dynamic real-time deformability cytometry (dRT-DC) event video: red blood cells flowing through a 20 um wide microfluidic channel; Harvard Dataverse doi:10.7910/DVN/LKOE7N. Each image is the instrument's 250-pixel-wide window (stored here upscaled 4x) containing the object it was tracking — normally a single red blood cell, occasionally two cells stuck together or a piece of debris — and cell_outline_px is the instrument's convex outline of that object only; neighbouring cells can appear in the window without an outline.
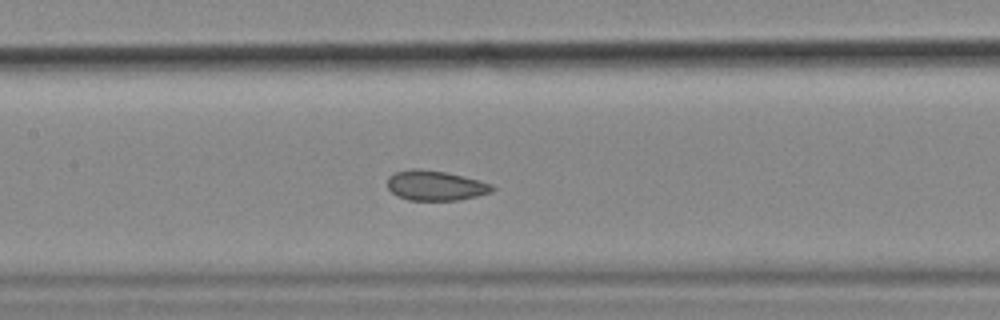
{"species": "common noctule bat (a hibernating species)", "species_latin": "Nyctalus noctula", "temperature_condition": "cold", "stored_images_in_passage": 46, "camera_frame_rate_fps": 3000, "um_per_image_px": 0.085, "animal": {"sex": "female", "body_mass_g": 18.4}, "frame": {"image": 1, "passage_image": 20, "time_ms": 6.333, "image_size_px": [1000, 320], "cell_outline_px": [[496, 188], [492, 192], [460, 200], [408, 200], [396, 196], [388, 188], [388, 176], [396, 172], [412, 168], [416, 168], [444, 172], [492, 184]], "centroid_in_image_um": [36.99, 15.78], "position_along_channel_um": 170.4, "area_um2": 18.15}, "authors_computed_cell_mechanics": {"area_um2": 19.5075, "velocity_mm_per_s": 3.5612, "shape_relaxation_time_tau1_ms": null, "shape_relaxation_time_tau2_ms": 1.3215, "deformation_change_tau1": null, "deformation_change_tau2": 0.0593}}